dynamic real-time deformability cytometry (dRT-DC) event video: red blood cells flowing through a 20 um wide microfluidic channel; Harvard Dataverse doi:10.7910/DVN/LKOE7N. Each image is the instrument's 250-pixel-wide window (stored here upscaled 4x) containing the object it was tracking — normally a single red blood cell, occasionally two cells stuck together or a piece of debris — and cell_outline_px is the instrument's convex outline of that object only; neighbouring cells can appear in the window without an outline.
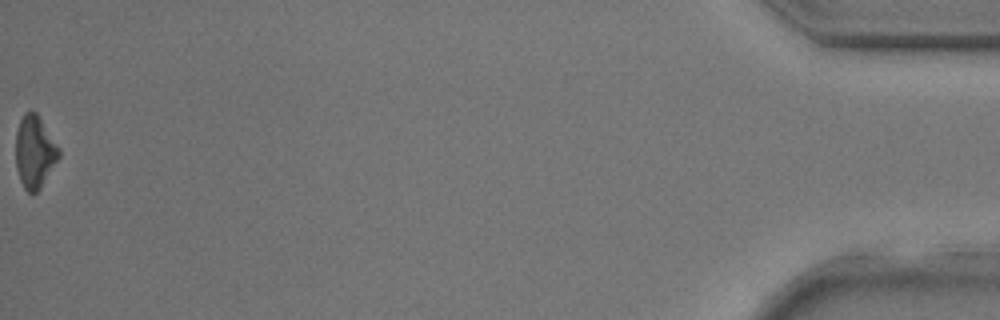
{"species": "common noctule bat (a hibernating species)", "species_latin": "Nyctalus noctula", "temperature_condition": "room temperature", "stored_images_in_passage": 28, "camera_frame_rate_fps": 3000, "um_per_image_px": 0.085, "animal": {"sex": "male", "body_mass_g": 17.9, "forearm_length_mm": 54.2}, "frame": {"image": 1, "passage_image": 28, "time_ms": 9.0, "image_size_px": [1000, 320], "cell_outline_px": [[60, 156], [40, 188], [36, 192], [28, 192], [24, 188], [20, 180], [16, 168], [16, 132], [20, 120], [24, 112], [36, 112], [60, 148]], "centroid_in_image_um": [2.94, 12.9], "position_along_channel_um": 432.3, "area_um2": 18.03}}